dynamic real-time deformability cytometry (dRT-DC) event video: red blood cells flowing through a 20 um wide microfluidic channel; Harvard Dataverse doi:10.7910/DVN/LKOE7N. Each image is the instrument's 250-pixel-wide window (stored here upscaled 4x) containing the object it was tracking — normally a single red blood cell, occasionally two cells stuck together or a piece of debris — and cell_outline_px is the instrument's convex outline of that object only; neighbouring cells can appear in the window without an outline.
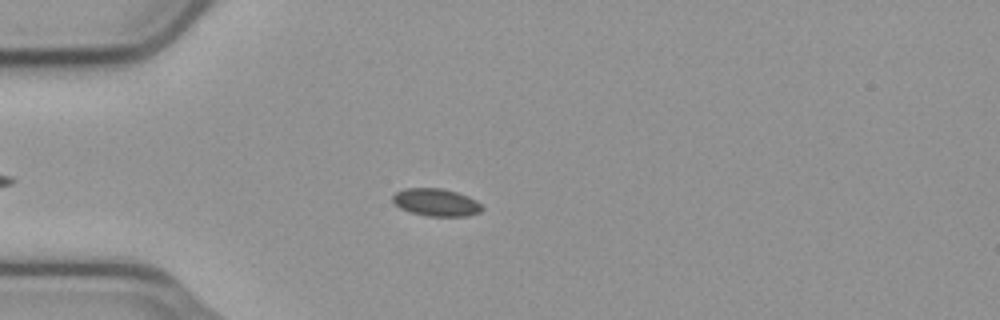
{"species": "common noctule bat (a hibernating species)", "species_latin": "Nyctalus noctula", "temperature_condition": "cold", "stored_images_in_passage": 44, "camera_frame_rate_fps": 3000, "um_per_image_px": 0.085, "animal": {"sex": "male", "body_mass_g": 23.1, "forearm_length_mm": 52.7}, "frame": {"image": 1, "passage_image": 12, "time_ms": 3.667, "image_size_px": [1000, 320], "cell_outline_px": [[484, 208], [480, 212], [468, 216], [424, 216], [400, 208], [392, 200], [392, 196], [396, 192], [404, 188], [444, 188], [468, 196], [476, 200]], "centroid_in_image_um": [37.08, 17.2], "position_along_channel_um": 47.9, "area_um2": 14.39}}
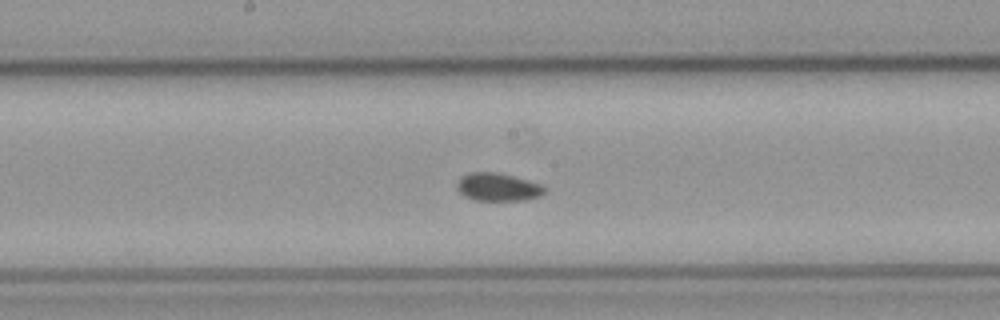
{"frame": {"image": 2, "passage_image": 26, "time_ms": 8.333, "image_size_px": [1000, 320], "cell_outline_px": [[544, 192], [540, 196], [528, 200], [476, 200], [464, 196], [456, 188], [456, 180], [472, 172], [496, 172], [528, 180], [540, 184], [544, 188]], "centroid_in_image_um": [42.29, 15.9], "position_along_channel_um": 205.9, "area_um2": 14.16}}
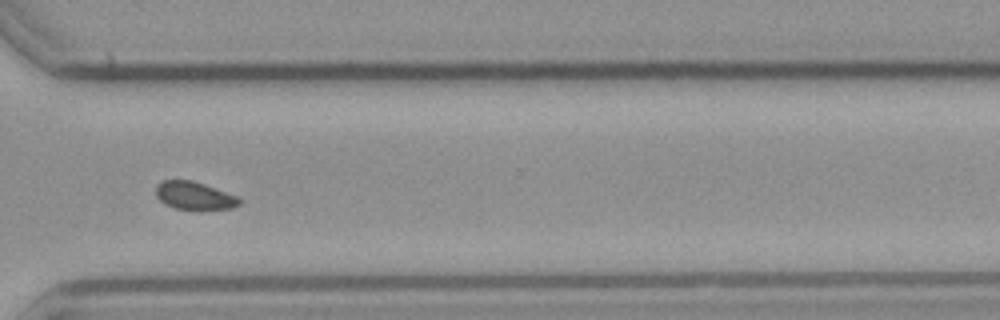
{"frame": {"image": 3, "passage_image": 38, "time_ms": 12.333, "image_size_px": [1000, 320], "cell_outline_px": [[244, 200], [240, 204], [232, 208], [200, 212], [196, 212], [176, 208], [164, 204], [156, 196], [156, 184], [164, 180], [192, 180], [204, 184], [236, 196]], "centroid_in_image_um": [16.54, 16.68], "position_along_channel_um": 354.1, "area_um2": 14.1}, "authors_computed_cell_mechanics": {"area_um2": 14.2188, "velocity_mm_per_s": 3.7175, "shape_relaxation_time_tau1_ms": null, "shape_relaxation_time_tau2_ms": 5.9772, "deformation_change_tau1": null, "deformation_change_tau2": 0.0546}}